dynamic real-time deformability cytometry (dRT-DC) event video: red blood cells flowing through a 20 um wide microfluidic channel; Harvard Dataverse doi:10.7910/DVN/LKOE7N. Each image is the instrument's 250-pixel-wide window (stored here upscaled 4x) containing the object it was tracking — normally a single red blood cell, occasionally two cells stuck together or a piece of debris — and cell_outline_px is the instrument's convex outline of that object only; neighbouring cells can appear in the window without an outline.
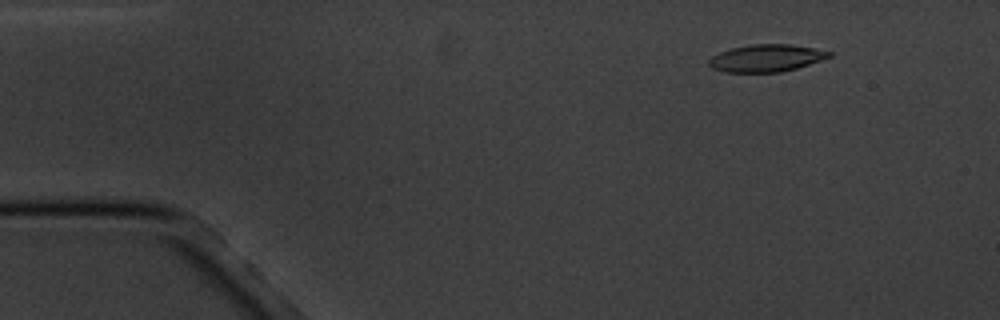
{"species": "common noctule bat (a hibernating species)", "species_latin": "Nyctalus noctula", "temperature_condition": "cold", "stored_images_in_passage": 9, "camera_frame_rate_fps": 3000, "um_per_image_px": 0.085, "animal": {"sex": "male", "body_mass_g": 20.1, "forearm_length_mm": 53.5}, "frame": {"image": 1, "passage_image": 1, "time_ms": 0.0, "image_size_px": [1000, 320], "cell_outline_px": [[832, 56], [796, 68], [780, 72], [724, 72], [712, 68], [708, 64], [708, 60], [712, 56], [720, 52], [732, 48], [752, 44], [792, 44], [832, 52]], "centroid_in_image_um": [65.1, 4.94], "position_along_channel_um": 19.9, "area_um2": 18.96}}
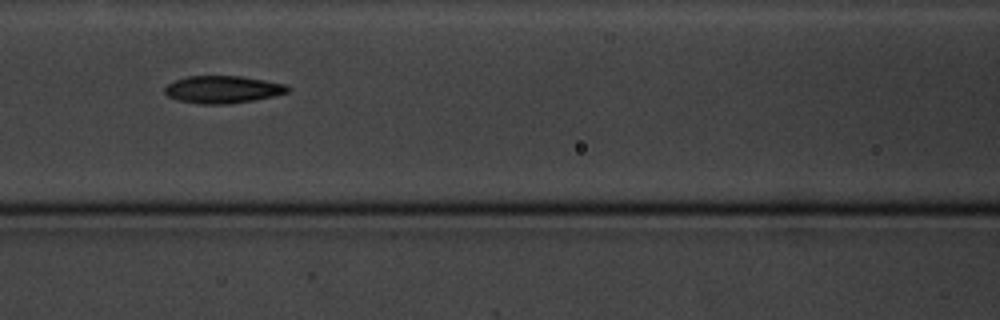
{"frame": {"image": 2, "passage_image": 6, "time_ms": 6.0, "image_size_px": [1000, 320], "cell_outline_px": [[292, 88], [288, 92], [272, 96], [252, 100], [228, 104], [200, 104], [176, 100], [168, 96], [164, 92], [164, 88], [168, 84], [176, 80], [188, 76], [240, 76], [288, 84]], "centroid_in_image_um": [18.94, 7.6], "position_along_channel_um": 147.7, "area_um2": 19.65}}
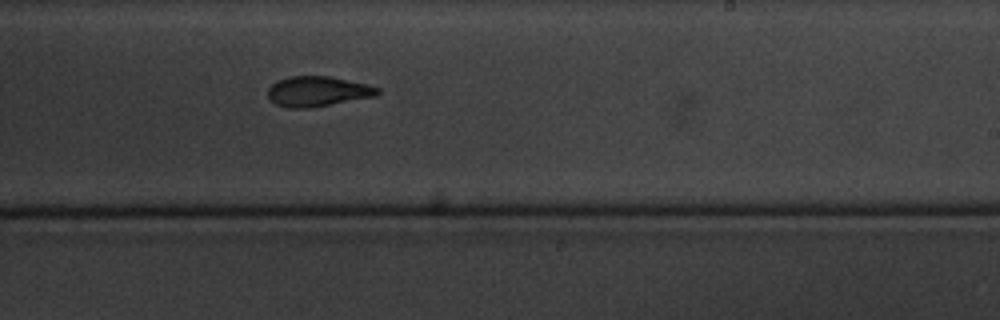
{"frame": {"image": 3, "passage_image": 9, "time_ms": 9.333, "image_size_px": [1000, 320], "cell_outline_px": [[380, 92], [376, 96], [308, 108], [288, 108], [276, 104], [268, 96], [268, 88], [276, 80], [288, 76], [332, 76], [368, 84], [380, 88]], "centroid_in_image_um": [27.01, 7.75], "position_along_channel_um": 262.0, "area_um2": 19.36}}